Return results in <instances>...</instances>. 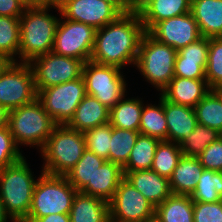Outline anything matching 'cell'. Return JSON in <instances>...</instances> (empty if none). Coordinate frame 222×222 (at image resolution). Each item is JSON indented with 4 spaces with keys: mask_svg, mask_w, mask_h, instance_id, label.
<instances>
[{
    "mask_svg": "<svg viewBox=\"0 0 222 222\" xmlns=\"http://www.w3.org/2000/svg\"><path fill=\"white\" fill-rule=\"evenodd\" d=\"M192 0H149L137 12L149 32L158 22L191 11Z\"/></svg>",
    "mask_w": 222,
    "mask_h": 222,
    "instance_id": "ffe728a7",
    "label": "cell"
},
{
    "mask_svg": "<svg viewBox=\"0 0 222 222\" xmlns=\"http://www.w3.org/2000/svg\"><path fill=\"white\" fill-rule=\"evenodd\" d=\"M203 170L198 157L183 155L169 178L172 194L191 196Z\"/></svg>",
    "mask_w": 222,
    "mask_h": 222,
    "instance_id": "d4e9b609",
    "label": "cell"
},
{
    "mask_svg": "<svg viewBox=\"0 0 222 222\" xmlns=\"http://www.w3.org/2000/svg\"><path fill=\"white\" fill-rule=\"evenodd\" d=\"M19 42L20 17L0 16V55L8 62H16Z\"/></svg>",
    "mask_w": 222,
    "mask_h": 222,
    "instance_id": "f546056e",
    "label": "cell"
},
{
    "mask_svg": "<svg viewBox=\"0 0 222 222\" xmlns=\"http://www.w3.org/2000/svg\"><path fill=\"white\" fill-rule=\"evenodd\" d=\"M86 95L85 81L81 76L76 80L40 90L37 99L58 125H65Z\"/></svg>",
    "mask_w": 222,
    "mask_h": 222,
    "instance_id": "30bf717a",
    "label": "cell"
},
{
    "mask_svg": "<svg viewBox=\"0 0 222 222\" xmlns=\"http://www.w3.org/2000/svg\"><path fill=\"white\" fill-rule=\"evenodd\" d=\"M86 150L84 133L57 125L40 151L42 171L50 175L65 176L81 159Z\"/></svg>",
    "mask_w": 222,
    "mask_h": 222,
    "instance_id": "277c9868",
    "label": "cell"
},
{
    "mask_svg": "<svg viewBox=\"0 0 222 222\" xmlns=\"http://www.w3.org/2000/svg\"><path fill=\"white\" fill-rule=\"evenodd\" d=\"M35 89L40 90L76 80L82 76V60L49 52L34 58L30 63Z\"/></svg>",
    "mask_w": 222,
    "mask_h": 222,
    "instance_id": "7c38bea8",
    "label": "cell"
},
{
    "mask_svg": "<svg viewBox=\"0 0 222 222\" xmlns=\"http://www.w3.org/2000/svg\"><path fill=\"white\" fill-rule=\"evenodd\" d=\"M56 10L61 17L90 25L96 30L115 21L122 14L104 0H62Z\"/></svg>",
    "mask_w": 222,
    "mask_h": 222,
    "instance_id": "5bb4252c",
    "label": "cell"
},
{
    "mask_svg": "<svg viewBox=\"0 0 222 222\" xmlns=\"http://www.w3.org/2000/svg\"><path fill=\"white\" fill-rule=\"evenodd\" d=\"M110 221L145 222L155 218V207L125 178L109 201Z\"/></svg>",
    "mask_w": 222,
    "mask_h": 222,
    "instance_id": "4fadbf2b",
    "label": "cell"
},
{
    "mask_svg": "<svg viewBox=\"0 0 222 222\" xmlns=\"http://www.w3.org/2000/svg\"><path fill=\"white\" fill-rule=\"evenodd\" d=\"M123 174L124 178L155 208L172 194L169 179L151 169L123 172Z\"/></svg>",
    "mask_w": 222,
    "mask_h": 222,
    "instance_id": "e0dca14e",
    "label": "cell"
},
{
    "mask_svg": "<svg viewBox=\"0 0 222 222\" xmlns=\"http://www.w3.org/2000/svg\"><path fill=\"white\" fill-rule=\"evenodd\" d=\"M148 1L149 0H131V5L136 11H138Z\"/></svg>",
    "mask_w": 222,
    "mask_h": 222,
    "instance_id": "c3c4849f",
    "label": "cell"
},
{
    "mask_svg": "<svg viewBox=\"0 0 222 222\" xmlns=\"http://www.w3.org/2000/svg\"><path fill=\"white\" fill-rule=\"evenodd\" d=\"M219 137L220 133L217 130L197 124L191 135L185 138L179 144V147L183 155L197 157L209 144L216 141Z\"/></svg>",
    "mask_w": 222,
    "mask_h": 222,
    "instance_id": "d590c367",
    "label": "cell"
},
{
    "mask_svg": "<svg viewBox=\"0 0 222 222\" xmlns=\"http://www.w3.org/2000/svg\"><path fill=\"white\" fill-rule=\"evenodd\" d=\"M194 222H222V200L217 202L193 201Z\"/></svg>",
    "mask_w": 222,
    "mask_h": 222,
    "instance_id": "ab89813d",
    "label": "cell"
},
{
    "mask_svg": "<svg viewBox=\"0 0 222 222\" xmlns=\"http://www.w3.org/2000/svg\"><path fill=\"white\" fill-rule=\"evenodd\" d=\"M9 220L13 221L11 217L6 213L4 205L0 199V222H7Z\"/></svg>",
    "mask_w": 222,
    "mask_h": 222,
    "instance_id": "7dc6e473",
    "label": "cell"
},
{
    "mask_svg": "<svg viewBox=\"0 0 222 222\" xmlns=\"http://www.w3.org/2000/svg\"><path fill=\"white\" fill-rule=\"evenodd\" d=\"M198 124L222 132V100L211 89L195 106Z\"/></svg>",
    "mask_w": 222,
    "mask_h": 222,
    "instance_id": "1f68e13d",
    "label": "cell"
},
{
    "mask_svg": "<svg viewBox=\"0 0 222 222\" xmlns=\"http://www.w3.org/2000/svg\"><path fill=\"white\" fill-rule=\"evenodd\" d=\"M123 178V170L119 164L105 161L95 172L92 181H89L80 192L109 202Z\"/></svg>",
    "mask_w": 222,
    "mask_h": 222,
    "instance_id": "7402d4cb",
    "label": "cell"
},
{
    "mask_svg": "<svg viewBox=\"0 0 222 222\" xmlns=\"http://www.w3.org/2000/svg\"><path fill=\"white\" fill-rule=\"evenodd\" d=\"M213 90L216 92V94L220 97L222 100V84L217 85L216 87L213 88Z\"/></svg>",
    "mask_w": 222,
    "mask_h": 222,
    "instance_id": "f907efd6",
    "label": "cell"
},
{
    "mask_svg": "<svg viewBox=\"0 0 222 222\" xmlns=\"http://www.w3.org/2000/svg\"><path fill=\"white\" fill-rule=\"evenodd\" d=\"M182 156V150L176 142L162 140L156 148L151 170L169 179Z\"/></svg>",
    "mask_w": 222,
    "mask_h": 222,
    "instance_id": "d6a6232c",
    "label": "cell"
},
{
    "mask_svg": "<svg viewBox=\"0 0 222 222\" xmlns=\"http://www.w3.org/2000/svg\"><path fill=\"white\" fill-rule=\"evenodd\" d=\"M24 155L17 147L9 127L0 129V170L20 161Z\"/></svg>",
    "mask_w": 222,
    "mask_h": 222,
    "instance_id": "f35d334b",
    "label": "cell"
},
{
    "mask_svg": "<svg viewBox=\"0 0 222 222\" xmlns=\"http://www.w3.org/2000/svg\"><path fill=\"white\" fill-rule=\"evenodd\" d=\"M24 8H31V0H17Z\"/></svg>",
    "mask_w": 222,
    "mask_h": 222,
    "instance_id": "681fc988",
    "label": "cell"
},
{
    "mask_svg": "<svg viewBox=\"0 0 222 222\" xmlns=\"http://www.w3.org/2000/svg\"><path fill=\"white\" fill-rule=\"evenodd\" d=\"M197 157L204 169L222 172V137L209 144Z\"/></svg>",
    "mask_w": 222,
    "mask_h": 222,
    "instance_id": "60d3db41",
    "label": "cell"
},
{
    "mask_svg": "<svg viewBox=\"0 0 222 222\" xmlns=\"http://www.w3.org/2000/svg\"><path fill=\"white\" fill-rule=\"evenodd\" d=\"M139 134V131L112 127L109 161L123 167L129 159Z\"/></svg>",
    "mask_w": 222,
    "mask_h": 222,
    "instance_id": "836d02e7",
    "label": "cell"
},
{
    "mask_svg": "<svg viewBox=\"0 0 222 222\" xmlns=\"http://www.w3.org/2000/svg\"><path fill=\"white\" fill-rule=\"evenodd\" d=\"M193 201L217 202L222 200V172L204 169L194 192Z\"/></svg>",
    "mask_w": 222,
    "mask_h": 222,
    "instance_id": "e575fe53",
    "label": "cell"
},
{
    "mask_svg": "<svg viewBox=\"0 0 222 222\" xmlns=\"http://www.w3.org/2000/svg\"><path fill=\"white\" fill-rule=\"evenodd\" d=\"M159 104L143 105L139 133L159 140H167V121L164 114V97L159 94Z\"/></svg>",
    "mask_w": 222,
    "mask_h": 222,
    "instance_id": "83f0119b",
    "label": "cell"
},
{
    "mask_svg": "<svg viewBox=\"0 0 222 222\" xmlns=\"http://www.w3.org/2000/svg\"><path fill=\"white\" fill-rule=\"evenodd\" d=\"M61 19V20H60ZM96 29L81 22L72 21L63 17L59 18L55 31L52 52L82 60L84 63L90 61Z\"/></svg>",
    "mask_w": 222,
    "mask_h": 222,
    "instance_id": "8fae6325",
    "label": "cell"
},
{
    "mask_svg": "<svg viewBox=\"0 0 222 222\" xmlns=\"http://www.w3.org/2000/svg\"><path fill=\"white\" fill-rule=\"evenodd\" d=\"M112 126L110 123L97 126L84 133L86 149L109 161Z\"/></svg>",
    "mask_w": 222,
    "mask_h": 222,
    "instance_id": "8d00e7d4",
    "label": "cell"
},
{
    "mask_svg": "<svg viewBox=\"0 0 222 222\" xmlns=\"http://www.w3.org/2000/svg\"><path fill=\"white\" fill-rule=\"evenodd\" d=\"M22 222H70L69 214H49L41 218H25Z\"/></svg>",
    "mask_w": 222,
    "mask_h": 222,
    "instance_id": "7bdbcfd3",
    "label": "cell"
},
{
    "mask_svg": "<svg viewBox=\"0 0 222 222\" xmlns=\"http://www.w3.org/2000/svg\"><path fill=\"white\" fill-rule=\"evenodd\" d=\"M77 190L65 176L41 171L36 183L28 216L41 218L49 214H69Z\"/></svg>",
    "mask_w": 222,
    "mask_h": 222,
    "instance_id": "8992f818",
    "label": "cell"
},
{
    "mask_svg": "<svg viewBox=\"0 0 222 222\" xmlns=\"http://www.w3.org/2000/svg\"><path fill=\"white\" fill-rule=\"evenodd\" d=\"M37 96L30 64L7 62L0 70V105L10 111L33 103Z\"/></svg>",
    "mask_w": 222,
    "mask_h": 222,
    "instance_id": "ba28073f",
    "label": "cell"
},
{
    "mask_svg": "<svg viewBox=\"0 0 222 222\" xmlns=\"http://www.w3.org/2000/svg\"><path fill=\"white\" fill-rule=\"evenodd\" d=\"M8 114L9 111L0 105V129L8 127Z\"/></svg>",
    "mask_w": 222,
    "mask_h": 222,
    "instance_id": "bcb514c9",
    "label": "cell"
},
{
    "mask_svg": "<svg viewBox=\"0 0 222 222\" xmlns=\"http://www.w3.org/2000/svg\"><path fill=\"white\" fill-rule=\"evenodd\" d=\"M115 6L122 14L137 12L131 5V0H104Z\"/></svg>",
    "mask_w": 222,
    "mask_h": 222,
    "instance_id": "ee69618b",
    "label": "cell"
},
{
    "mask_svg": "<svg viewBox=\"0 0 222 222\" xmlns=\"http://www.w3.org/2000/svg\"><path fill=\"white\" fill-rule=\"evenodd\" d=\"M160 141L158 138L139 134L127 163L122 167L123 172L151 169Z\"/></svg>",
    "mask_w": 222,
    "mask_h": 222,
    "instance_id": "f1b7e54d",
    "label": "cell"
},
{
    "mask_svg": "<svg viewBox=\"0 0 222 222\" xmlns=\"http://www.w3.org/2000/svg\"><path fill=\"white\" fill-rule=\"evenodd\" d=\"M191 13L202 37H222V0H192Z\"/></svg>",
    "mask_w": 222,
    "mask_h": 222,
    "instance_id": "603a6c76",
    "label": "cell"
},
{
    "mask_svg": "<svg viewBox=\"0 0 222 222\" xmlns=\"http://www.w3.org/2000/svg\"><path fill=\"white\" fill-rule=\"evenodd\" d=\"M145 222H159V221L156 218H153V219L145 221Z\"/></svg>",
    "mask_w": 222,
    "mask_h": 222,
    "instance_id": "f5cc1de1",
    "label": "cell"
},
{
    "mask_svg": "<svg viewBox=\"0 0 222 222\" xmlns=\"http://www.w3.org/2000/svg\"><path fill=\"white\" fill-rule=\"evenodd\" d=\"M122 73L119 67L87 61L82 68L86 93L111 109L127 92V83Z\"/></svg>",
    "mask_w": 222,
    "mask_h": 222,
    "instance_id": "9c48e42d",
    "label": "cell"
},
{
    "mask_svg": "<svg viewBox=\"0 0 222 222\" xmlns=\"http://www.w3.org/2000/svg\"><path fill=\"white\" fill-rule=\"evenodd\" d=\"M69 215L70 222H109V202L77 191Z\"/></svg>",
    "mask_w": 222,
    "mask_h": 222,
    "instance_id": "cb8c5ba5",
    "label": "cell"
},
{
    "mask_svg": "<svg viewBox=\"0 0 222 222\" xmlns=\"http://www.w3.org/2000/svg\"><path fill=\"white\" fill-rule=\"evenodd\" d=\"M25 158L0 170V199L13 222H22L28 216L38 181Z\"/></svg>",
    "mask_w": 222,
    "mask_h": 222,
    "instance_id": "3957f363",
    "label": "cell"
},
{
    "mask_svg": "<svg viewBox=\"0 0 222 222\" xmlns=\"http://www.w3.org/2000/svg\"><path fill=\"white\" fill-rule=\"evenodd\" d=\"M8 61L5 60L1 55H0V70L6 65Z\"/></svg>",
    "mask_w": 222,
    "mask_h": 222,
    "instance_id": "816d5d0a",
    "label": "cell"
},
{
    "mask_svg": "<svg viewBox=\"0 0 222 222\" xmlns=\"http://www.w3.org/2000/svg\"><path fill=\"white\" fill-rule=\"evenodd\" d=\"M57 6L25 8L20 16V42L18 58L30 63L34 58L52 52L58 17L49 14Z\"/></svg>",
    "mask_w": 222,
    "mask_h": 222,
    "instance_id": "7a4b0ae2",
    "label": "cell"
},
{
    "mask_svg": "<svg viewBox=\"0 0 222 222\" xmlns=\"http://www.w3.org/2000/svg\"><path fill=\"white\" fill-rule=\"evenodd\" d=\"M145 33L138 12L121 14L115 21L96 30L90 61L121 69L128 64L135 65Z\"/></svg>",
    "mask_w": 222,
    "mask_h": 222,
    "instance_id": "6da1fadb",
    "label": "cell"
},
{
    "mask_svg": "<svg viewBox=\"0 0 222 222\" xmlns=\"http://www.w3.org/2000/svg\"><path fill=\"white\" fill-rule=\"evenodd\" d=\"M159 222H194L193 200L189 195L171 194L155 208Z\"/></svg>",
    "mask_w": 222,
    "mask_h": 222,
    "instance_id": "4316f807",
    "label": "cell"
},
{
    "mask_svg": "<svg viewBox=\"0 0 222 222\" xmlns=\"http://www.w3.org/2000/svg\"><path fill=\"white\" fill-rule=\"evenodd\" d=\"M37 6H58L56 0H31V8Z\"/></svg>",
    "mask_w": 222,
    "mask_h": 222,
    "instance_id": "f6af8a7d",
    "label": "cell"
},
{
    "mask_svg": "<svg viewBox=\"0 0 222 222\" xmlns=\"http://www.w3.org/2000/svg\"><path fill=\"white\" fill-rule=\"evenodd\" d=\"M209 52V38L201 37L177 51L174 76L189 79H206L205 70Z\"/></svg>",
    "mask_w": 222,
    "mask_h": 222,
    "instance_id": "2e32d148",
    "label": "cell"
},
{
    "mask_svg": "<svg viewBox=\"0 0 222 222\" xmlns=\"http://www.w3.org/2000/svg\"><path fill=\"white\" fill-rule=\"evenodd\" d=\"M206 79H189L174 76L160 94L172 103L195 108L210 91Z\"/></svg>",
    "mask_w": 222,
    "mask_h": 222,
    "instance_id": "ac0fdd59",
    "label": "cell"
},
{
    "mask_svg": "<svg viewBox=\"0 0 222 222\" xmlns=\"http://www.w3.org/2000/svg\"><path fill=\"white\" fill-rule=\"evenodd\" d=\"M125 97L110 109L109 123L115 128L139 131L143 100L138 97Z\"/></svg>",
    "mask_w": 222,
    "mask_h": 222,
    "instance_id": "484cf974",
    "label": "cell"
},
{
    "mask_svg": "<svg viewBox=\"0 0 222 222\" xmlns=\"http://www.w3.org/2000/svg\"><path fill=\"white\" fill-rule=\"evenodd\" d=\"M105 161L86 149L81 159L67 172L65 177L77 191H81L89 181H92L95 172Z\"/></svg>",
    "mask_w": 222,
    "mask_h": 222,
    "instance_id": "4dcf8cb0",
    "label": "cell"
},
{
    "mask_svg": "<svg viewBox=\"0 0 222 222\" xmlns=\"http://www.w3.org/2000/svg\"><path fill=\"white\" fill-rule=\"evenodd\" d=\"M177 51L146 32L141 40L135 66L158 91H163L174 77Z\"/></svg>",
    "mask_w": 222,
    "mask_h": 222,
    "instance_id": "52a82bcc",
    "label": "cell"
},
{
    "mask_svg": "<svg viewBox=\"0 0 222 222\" xmlns=\"http://www.w3.org/2000/svg\"><path fill=\"white\" fill-rule=\"evenodd\" d=\"M24 10L17 0H0V16L20 17Z\"/></svg>",
    "mask_w": 222,
    "mask_h": 222,
    "instance_id": "b9f144b4",
    "label": "cell"
},
{
    "mask_svg": "<svg viewBox=\"0 0 222 222\" xmlns=\"http://www.w3.org/2000/svg\"><path fill=\"white\" fill-rule=\"evenodd\" d=\"M148 33L157 41L173 47L176 51L202 37L191 11L158 22Z\"/></svg>",
    "mask_w": 222,
    "mask_h": 222,
    "instance_id": "9a60e30c",
    "label": "cell"
},
{
    "mask_svg": "<svg viewBox=\"0 0 222 222\" xmlns=\"http://www.w3.org/2000/svg\"><path fill=\"white\" fill-rule=\"evenodd\" d=\"M164 114L167 121V141L178 145L198 124L194 108L172 103L164 98Z\"/></svg>",
    "mask_w": 222,
    "mask_h": 222,
    "instance_id": "d6986e66",
    "label": "cell"
},
{
    "mask_svg": "<svg viewBox=\"0 0 222 222\" xmlns=\"http://www.w3.org/2000/svg\"><path fill=\"white\" fill-rule=\"evenodd\" d=\"M57 125L38 99L8 114V127L18 148L29 145L41 151Z\"/></svg>",
    "mask_w": 222,
    "mask_h": 222,
    "instance_id": "5b68a950",
    "label": "cell"
},
{
    "mask_svg": "<svg viewBox=\"0 0 222 222\" xmlns=\"http://www.w3.org/2000/svg\"><path fill=\"white\" fill-rule=\"evenodd\" d=\"M205 77L210 89L222 84V39L209 38Z\"/></svg>",
    "mask_w": 222,
    "mask_h": 222,
    "instance_id": "74e56055",
    "label": "cell"
},
{
    "mask_svg": "<svg viewBox=\"0 0 222 222\" xmlns=\"http://www.w3.org/2000/svg\"><path fill=\"white\" fill-rule=\"evenodd\" d=\"M109 113V108L95 97L87 94L66 125L71 129L85 133L97 126L109 123Z\"/></svg>",
    "mask_w": 222,
    "mask_h": 222,
    "instance_id": "44dd1931",
    "label": "cell"
}]
</instances>
